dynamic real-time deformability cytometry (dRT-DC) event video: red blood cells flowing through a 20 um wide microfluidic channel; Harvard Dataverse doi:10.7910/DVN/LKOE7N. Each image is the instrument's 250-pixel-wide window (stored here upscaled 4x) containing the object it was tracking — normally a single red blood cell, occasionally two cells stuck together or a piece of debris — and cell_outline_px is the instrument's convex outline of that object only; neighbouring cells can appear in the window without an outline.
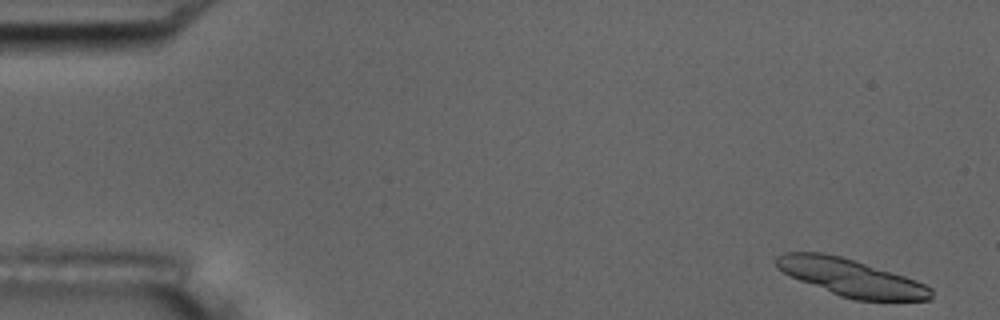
{"species": "common noctule bat (a hibernating species)", "species_latin": "Nyctalus noctula", "temperature_condition": "room temperature", "stored_images_in_passage": 14, "camera_frame_rate_fps": 3000, "um_per_image_px": 0.085, "animal": {"sex": "male", "body_mass_g": 17.5, "forearm_length_mm": 52.3}, "frame": {"image": 1, "passage_image": 1, "time_ms": 0.0, "image_size_px": [1000, 320], "cell_outline_px": [[932, 300], [856, 300], [840, 296], [800, 280], [776, 268], [776, 256], [784, 252], [824, 252], [840, 256], [904, 276], [916, 280], [932, 288]], "centroid_in_image_um": [72.33, 23.59], "position_along_channel_um": 12.7, "area_um2": 33.12}}